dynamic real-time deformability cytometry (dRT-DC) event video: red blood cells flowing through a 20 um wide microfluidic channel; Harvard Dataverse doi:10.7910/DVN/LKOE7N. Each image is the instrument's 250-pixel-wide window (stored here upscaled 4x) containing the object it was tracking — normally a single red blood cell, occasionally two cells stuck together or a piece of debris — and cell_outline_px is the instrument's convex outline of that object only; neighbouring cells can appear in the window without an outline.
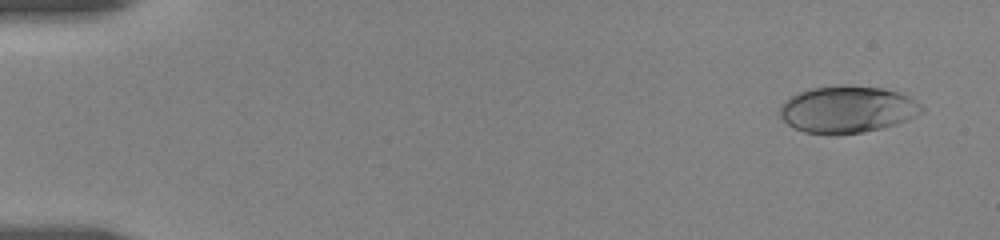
{"species": "human", "species_latin": "Homo sapiens", "temperature_condition": "room temperature", "stored_images_in_passage": 55, "camera_frame_rate_fps": 3000, "um_per_image_px": 0.085, "donor": {"sex": "female"}, "frame": {"image": 1, "passage_image": 4, "time_ms": 0.667, "image_size_px": [1000, 240], "cell_outline_px": [[924, 112], [908, 120], [896, 124], [864, 132], [836, 136], [832, 136], [804, 132], [792, 128], [780, 116], [780, 108], [784, 100], [800, 92], [812, 88], [844, 84], [880, 88], [896, 92], [908, 96], [920, 104], [924, 108]], "centroid_in_image_um": [72.01, 9.32], "position_along_channel_um": 13.0, "area_um2": 39.13}}
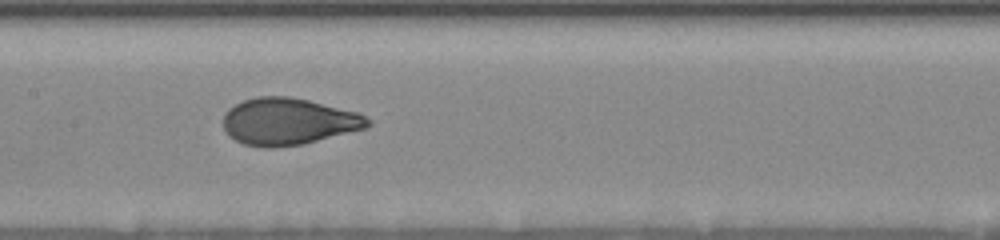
{"frame": {"image": 2, "passage_image": 28, "time_ms": 9.0, "image_size_px": [1000, 240], "cell_outline_px": [[372, 124], [368, 128], [304, 144], [272, 148], [264, 148], [244, 144], [228, 136], [224, 128], [224, 112], [228, 108], [244, 100], [256, 96], [288, 96], [308, 100], [360, 112], [372, 120]], "centroid_in_image_um": [24.55, 10.33], "position_along_channel_um": 182.8, "area_um2": 40.0}}
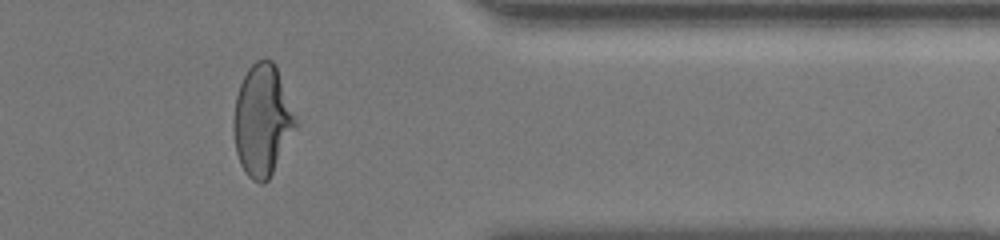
{"frame": {"image": 3, "passage_image": 46, "time_ms": 15.0, "image_size_px": [1000, 240], "cell_outline_px": [[296, 124], [268, 180], [264, 184], [260, 184], [252, 180], [244, 172], [240, 164], [236, 152], [232, 128], [232, 120], [236, 96], [240, 84], [248, 68], [256, 60], [272, 60], [276, 64], [296, 120]], "centroid_in_image_um": [22.24, 10.23], "position_along_channel_um": 389.2, "area_um2": 39.65}, "authors_computed_cell_mechanics": {"area_um2": 39.304, "velocity_mm_per_s": 3.6452, "shape_relaxation_time_tau1_ms": 4.0842, "shape_relaxation_time_tau2_ms": null, "deformation_change_tau1": 0.1834, "deformation_change_tau2": null}}